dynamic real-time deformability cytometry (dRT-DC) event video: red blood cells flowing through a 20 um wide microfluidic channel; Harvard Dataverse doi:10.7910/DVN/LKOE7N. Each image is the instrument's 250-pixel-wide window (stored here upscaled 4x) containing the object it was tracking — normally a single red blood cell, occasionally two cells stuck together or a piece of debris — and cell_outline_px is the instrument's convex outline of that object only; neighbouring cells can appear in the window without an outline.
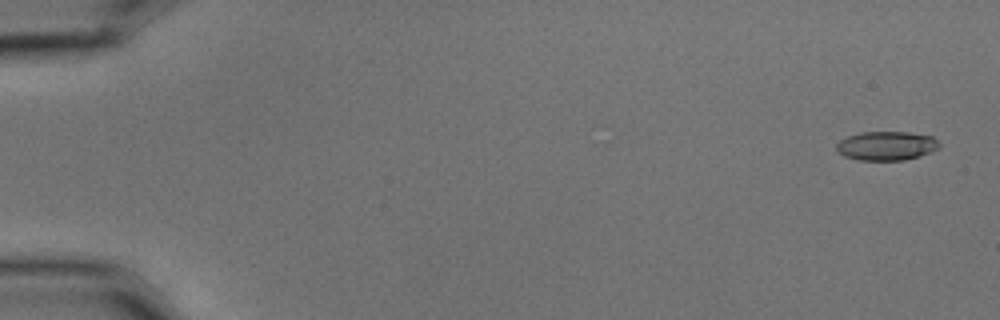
{"species": "common noctule bat (a hibernating species)", "species_latin": "Nyctalus noctula", "temperature_condition": "cold", "stored_images_in_passage": 5, "camera_frame_rate_fps": 3000, "um_per_image_px": 0.085, "animal": {"sex": "male", "body_mass_g": 15.6}, "frame": {"image": 1, "passage_image": 1, "time_ms": 0.0, "image_size_px": [1000, 320], "cell_outline_px": [[940, 148], [932, 152], [920, 156], [904, 160], [860, 160], [844, 156], [836, 148], [836, 144], [840, 140], [848, 136], [860, 132], [908, 132], [932, 136], [940, 144]], "centroid_in_image_um": [75.37, 12.39], "position_along_channel_um": 9.6, "area_um2": 17.4}}
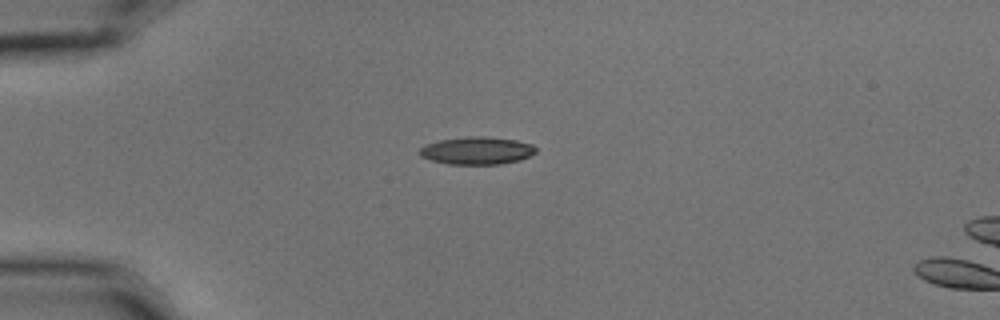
{"frame": {"image": 2, "passage_image": 4, "time_ms": 1.0, "image_size_px": [1000, 320], "cell_outline_px": [[536, 152], [520, 160], [500, 164], [448, 164], [432, 160], [420, 156], [420, 148], [428, 144], [440, 140], [468, 136], [488, 136], [516, 140], [532, 144], [536, 148]], "centroid_in_image_um": [40.56, 12.8], "position_along_channel_um": 44.4, "area_um2": 18.61}}